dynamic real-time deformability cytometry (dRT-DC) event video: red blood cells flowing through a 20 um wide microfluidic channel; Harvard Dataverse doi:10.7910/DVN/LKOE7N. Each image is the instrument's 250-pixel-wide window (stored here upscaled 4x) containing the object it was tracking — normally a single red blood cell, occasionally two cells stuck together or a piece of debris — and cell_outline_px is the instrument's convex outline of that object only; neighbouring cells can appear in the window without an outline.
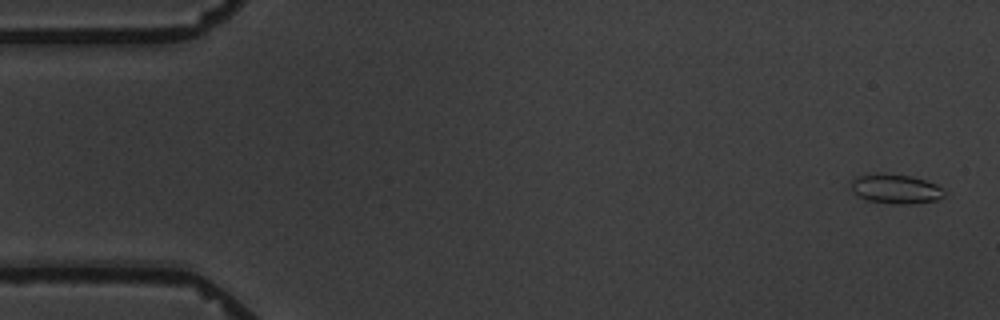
{"species": "common noctule bat (a hibernating species)", "species_latin": "Nyctalus noctula", "temperature_condition": "warm", "stored_images_in_passage": 5, "camera_frame_rate_fps": 3000, "um_per_image_px": 0.085, "animal": {"sex": "male", "body_mass_g": 19.5, "forearm_length_mm": 54.6}, "frame": {"image": 1, "passage_image": 1, "time_ms": 0.0, "image_size_px": [1000, 320], "cell_outline_px": [[944, 196], [936, 200], [912, 204], [892, 204], [868, 200], [852, 192], [852, 180], [856, 176], [912, 176], [936, 184], [944, 192]], "centroid_in_image_um": [76.17, 16.11], "position_along_channel_um": 8.8, "area_um2": 15.2}}
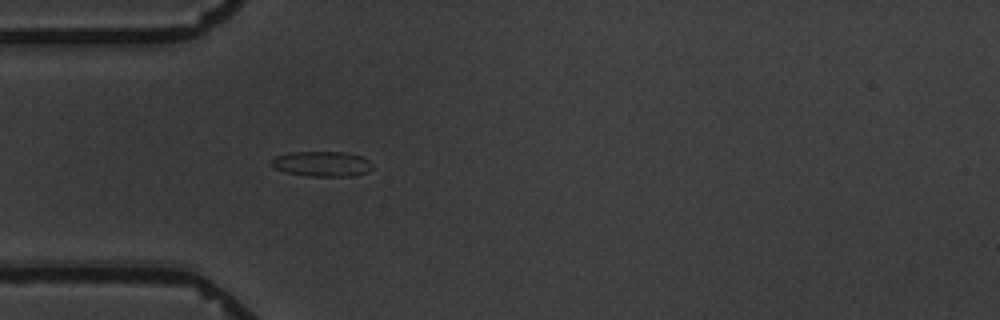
{"frame": {"image": 2, "passage_image": 5, "time_ms": 5.0, "image_size_px": [1000, 320], "cell_outline_px": [[372, 168], [368, 172], [352, 176], [312, 176], [284, 172], [268, 164], [268, 160], [276, 156], [288, 152], [344, 152], [364, 156], [372, 164]], "centroid_in_image_um": [27.34, 13.92], "position_along_channel_um": 57.7, "area_um2": 15.03}}